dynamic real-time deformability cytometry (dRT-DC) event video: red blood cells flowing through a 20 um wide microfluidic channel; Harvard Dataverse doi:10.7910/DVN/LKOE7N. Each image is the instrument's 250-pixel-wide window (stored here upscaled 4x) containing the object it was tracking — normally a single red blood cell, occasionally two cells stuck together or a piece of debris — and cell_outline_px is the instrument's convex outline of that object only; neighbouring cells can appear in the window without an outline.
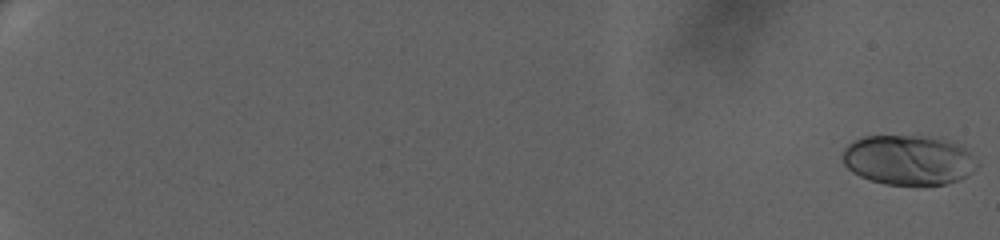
{"species": "human", "species_latin": "Homo sapiens", "temperature_condition": "warm", "stored_images_in_passage": 70, "camera_frame_rate_fps": 3000, "um_per_image_px": 0.085, "donor": {"sex": "female"}, "frame": {"image": 1, "passage_image": 1, "time_ms": 0.0, "image_size_px": [1000, 240], "cell_outline_px": [[980, 164], [968, 176], [960, 180], [944, 184], [884, 184], [860, 176], [852, 172], [844, 164], [840, 156], [844, 148], [848, 144], [864, 136], [924, 136], [944, 140], [960, 144]], "centroid_in_image_um": [77.21, 13.6], "position_along_channel_um": 7.8, "area_um2": 39.07}}
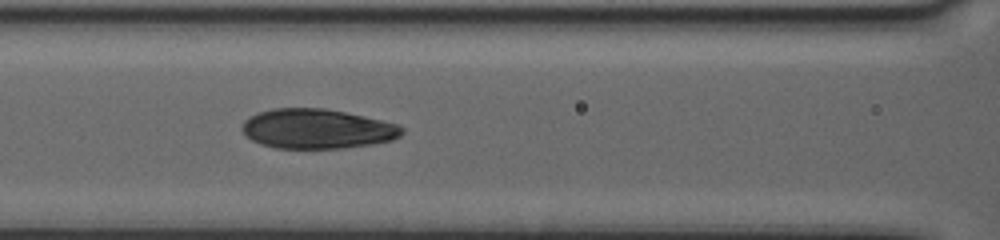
{"frame": {"image": 2, "passage_image": 37, "time_ms": 12.0, "image_size_px": [1000, 240], "cell_outline_px": [[404, 132], [400, 136], [392, 140], [372, 144], [344, 148], [276, 148], [260, 144], [244, 136], [240, 128], [244, 120], [248, 116], [272, 108], [324, 108], [344, 112], [400, 124], [404, 128]], "centroid_in_image_um": [26.93, 10.95], "position_along_channel_um": 139.7, "area_um2": 37.22}}
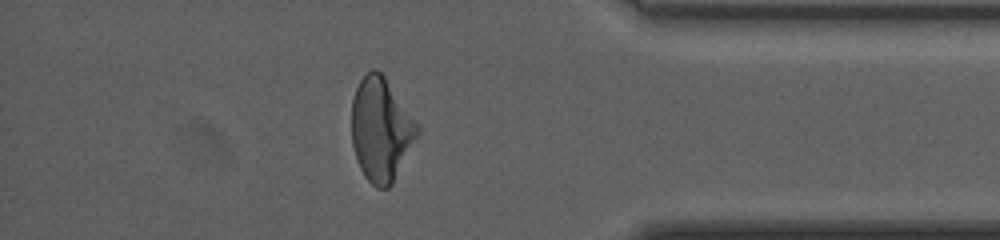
{"frame": {"image": 3, "passage_image": 63, "time_ms": 20.667, "image_size_px": [1000, 240], "cell_outline_px": [[420, 132], [392, 184], [388, 188], [376, 188], [364, 176], [356, 160], [352, 144], [352, 100], [356, 88], [360, 80], [372, 68], [376, 68], [384, 76], [420, 124]], "centroid_in_image_um": [32.4, 11.01], "position_along_channel_um": 402.8, "area_um2": 39.82}, "authors_computed_cell_mechanics": {"area_um2": 37.9457, "velocity_mm_per_s": 3.2278, "shape_relaxation_time_tau1_ms": 5.1459, "shape_relaxation_time_tau2_ms": null, "deformation_change_tau1": 0.207, "deformation_change_tau2": null}}